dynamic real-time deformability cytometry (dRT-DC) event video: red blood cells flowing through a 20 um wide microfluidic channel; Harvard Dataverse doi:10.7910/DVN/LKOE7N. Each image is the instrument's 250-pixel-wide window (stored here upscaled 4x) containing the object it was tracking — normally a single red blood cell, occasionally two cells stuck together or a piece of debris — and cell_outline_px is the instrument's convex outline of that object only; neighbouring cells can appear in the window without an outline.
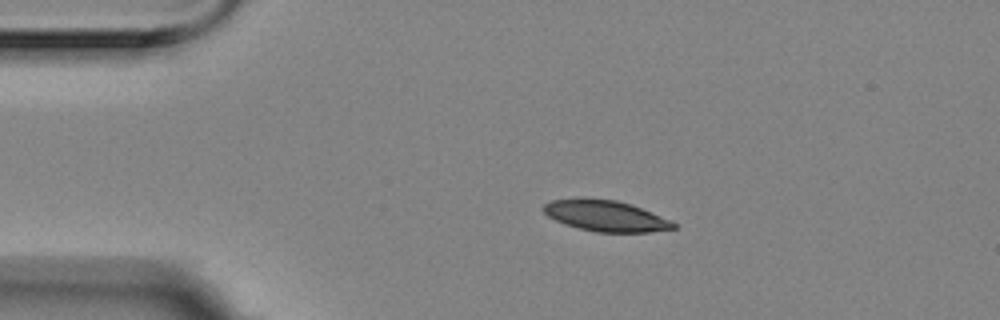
{"species": "Egyptian fruit bat (a non-hibernating species)", "species_latin": "Rousettus aegyptiacus", "temperature_condition": "room temperature", "stored_images_in_passage": 3, "camera_frame_rate_fps": 3000, "um_per_image_px": 0.085, "animal": {"sex": "female"}, "frame": {"image": 1, "passage_image": 1, "time_ms": 0.0, "image_size_px": [1000, 320], "cell_outline_px": [[676, 228], [648, 232], [596, 232], [564, 224], [548, 216], [544, 212], [544, 204], [552, 200], [580, 196], [616, 200], [632, 204], [672, 220], [676, 224]], "centroid_in_image_um": [51.48, 18.32], "position_along_channel_um": 33.5, "area_um2": 23.76}}
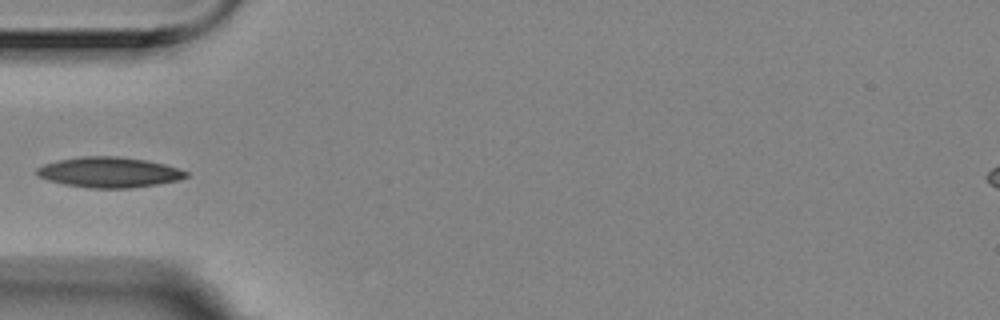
{"frame": {"image": 2, "passage_image": 3, "time_ms": 0.667, "image_size_px": [1000, 320], "cell_outline_px": [[188, 176], [176, 180], [156, 184], [132, 188], [88, 188], [64, 184], [48, 180], [36, 176], [36, 168], [44, 164], [56, 160], [80, 156], [120, 156], [148, 160], [164, 164], [188, 172]], "centroid_in_image_um": [9.22, 14.63], "position_along_channel_um": 75.8, "area_um2": 26.53}}